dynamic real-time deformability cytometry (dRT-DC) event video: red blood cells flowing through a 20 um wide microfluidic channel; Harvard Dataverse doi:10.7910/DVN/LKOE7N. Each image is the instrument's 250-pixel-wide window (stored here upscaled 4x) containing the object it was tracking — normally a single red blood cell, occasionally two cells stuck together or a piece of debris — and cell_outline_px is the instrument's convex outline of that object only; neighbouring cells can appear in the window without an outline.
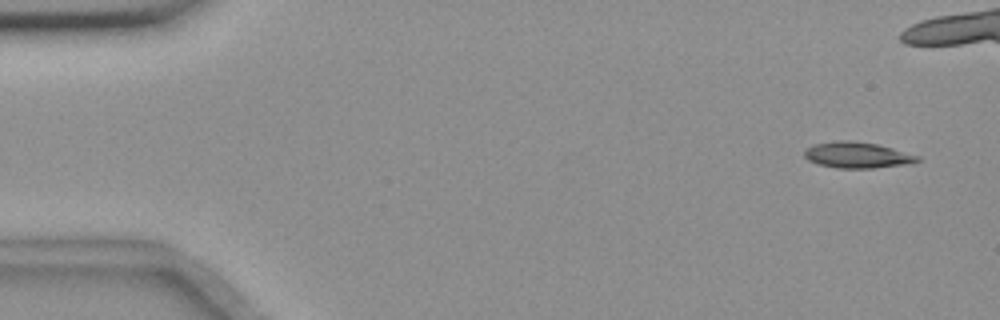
{"species": "common noctule bat (a hibernating species)", "species_latin": "Nyctalus noctula", "temperature_condition": "room temperature", "stored_images_in_passage": 54, "camera_frame_rate_fps": 3000, "um_per_image_px": 0.085, "animal": {"sex": "female", "body_mass_g": 18.4}, "frame": {"image": 1, "passage_image": 1, "time_ms": 0.0, "image_size_px": [1000, 320], "cell_outline_px": [[920, 160], [908, 164], [872, 168], [836, 168], [820, 164], [808, 160], [804, 156], [804, 152], [808, 148], [816, 144], [836, 140], [848, 140], [876, 144], [892, 148], [920, 156]], "centroid_in_image_um": [72.88, 13.18], "position_along_channel_um": 12.1, "area_um2": 16.94}}
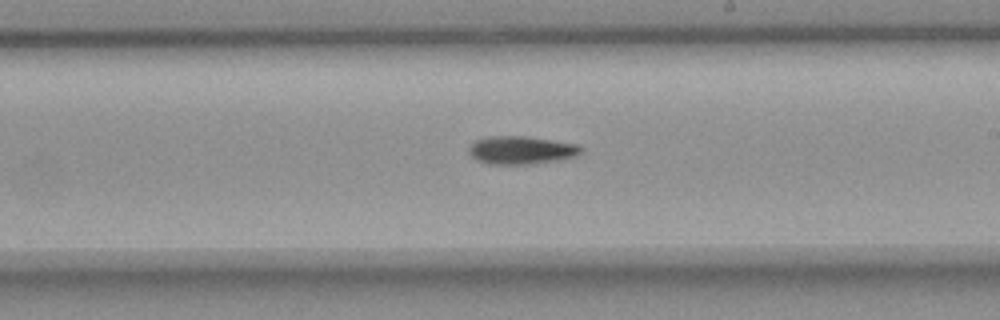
{"frame": {"image": 2, "passage_image": 30, "time_ms": 9.667, "image_size_px": [1000, 320], "cell_outline_px": [[584, 148], [576, 156], [556, 160], [528, 164], [488, 164], [476, 160], [468, 152], [468, 148], [476, 140], [488, 136], [524, 136], [576, 144]], "centroid_in_image_um": [44.26, 12.76], "position_along_channel_um": 244.7, "area_um2": 18.15}}
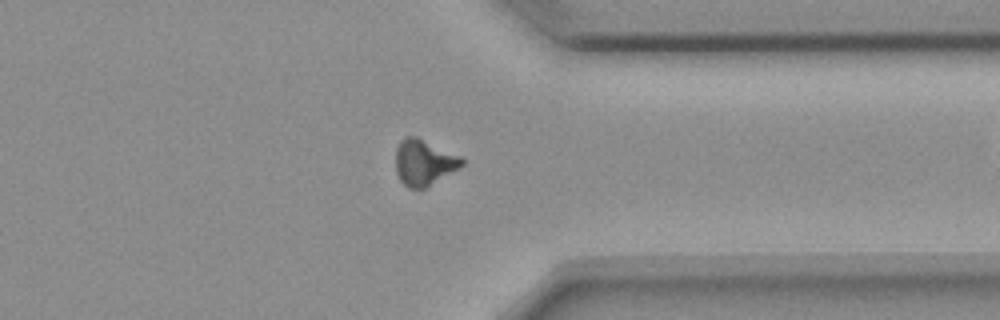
{"frame": {"image": 3, "passage_image": 41, "time_ms": 13.333, "image_size_px": [1000, 320], "cell_outline_px": [[464, 164], [460, 168], [424, 188], [408, 188], [400, 180], [396, 172], [396, 148], [400, 140], [404, 136], [416, 136], [460, 156], [464, 160]], "centroid_in_image_um": [36.02, 13.8], "position_along_channel_um": 375.4, "area_um2": 17.63}, "authors_computed_cell_mechanics": {"area_um2": 17.1955, "velocity_mm_per_s": 3.6707, "shape_relaxation_time_tau1_ms": 4.1528, "shape_relaxation_time_tau2_ms": null, "deformation_change_tau1": 0.164, "deformation_change_tau2": null}}